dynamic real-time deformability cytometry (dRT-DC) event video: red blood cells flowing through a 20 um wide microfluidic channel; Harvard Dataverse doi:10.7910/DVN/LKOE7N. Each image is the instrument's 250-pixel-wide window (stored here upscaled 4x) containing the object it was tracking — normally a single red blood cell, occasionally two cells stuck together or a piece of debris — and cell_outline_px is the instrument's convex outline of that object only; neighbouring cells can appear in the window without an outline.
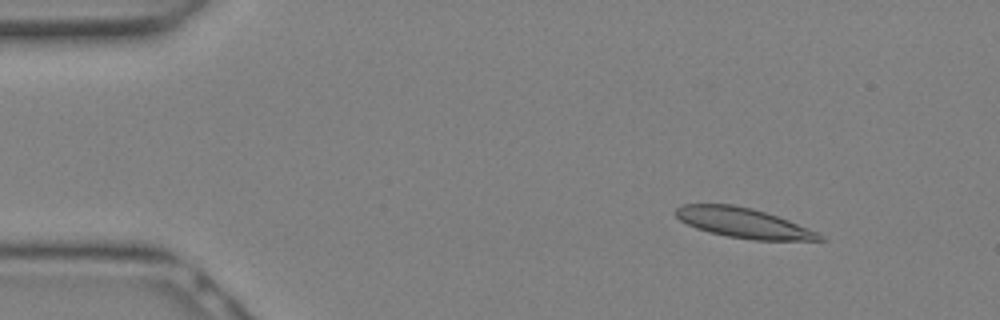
{"species": "Egyptian fruit bat (a non-hibernating species)", "species_latin": "Rousettus aegyptiacus", "temperature_condition": "warm", "stored_images_in_passage": 14, "camera_frame_rate_fps": 3000, "um_per_image_px": 0.085, "animal": {"sex": "female"}, "frame": {"image": 1, "passage_image": 4, "time_ms": 1.0, "image_size_px": [1000, 320], "cell_outline_px": [[828, 240], [752, 240], [728, 236], [696, 228], [680, 220], [676, 216], [676, 208], [684, 204], [732, 204], [752, 208], [788, 220], [816, 232], [824, 236]], "centroid_in_image_um": [63.18, 18.94], "position_along_channel_um": 21.8, "area_um2": 24.68}}
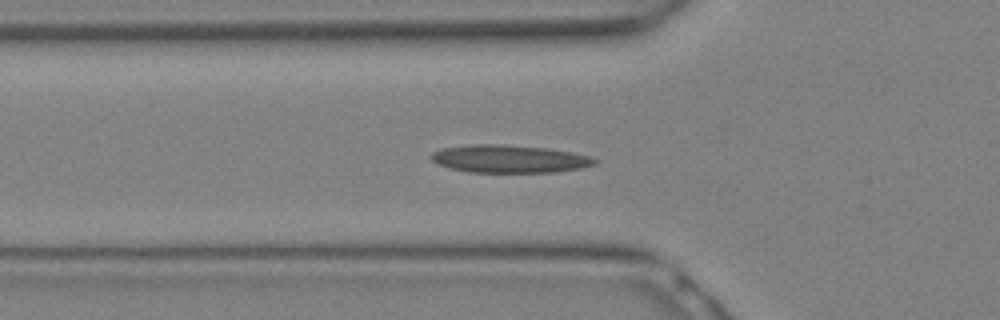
{"frame": {"image": 2, "passage_image": 10, "time_ms": 3.0, "image_size_px": [1000, 320], "cell_outline_px": [[600, 160], [596, 164], [580, 168], [552, 172], [468, 172], [436, 164], [428, 156], [432, 152], [444, 148], [472, 144], [500, 144], [544, 148], [572, 152], [588, 156]], "centroid_in_image_um": [43.27, 13.5], "position_along_channel_um": 82.5, "area_um2": 26.36}}
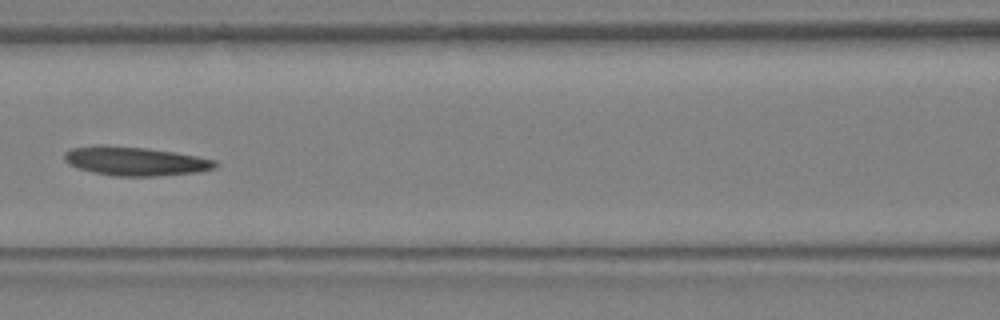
{"frame": {"image": 3, "passage_image": 13, "time_ms": 4.0, "image_size_px": [1000, 320], "cell_outline_px": [[220, 164], [216, 168], [200, 172], [156, 176], [116, 176], [92, 172], [76, 168], [68, 164], [64, 160], [64, 152], [72, 148], [96, 144], [104, 144], [144, 148], [176, 152], [216, 160]], "centroid_in_image_um": [11.49, 13.69], "position_along_channel_um": 155.1, "area_um2": 25.78}}